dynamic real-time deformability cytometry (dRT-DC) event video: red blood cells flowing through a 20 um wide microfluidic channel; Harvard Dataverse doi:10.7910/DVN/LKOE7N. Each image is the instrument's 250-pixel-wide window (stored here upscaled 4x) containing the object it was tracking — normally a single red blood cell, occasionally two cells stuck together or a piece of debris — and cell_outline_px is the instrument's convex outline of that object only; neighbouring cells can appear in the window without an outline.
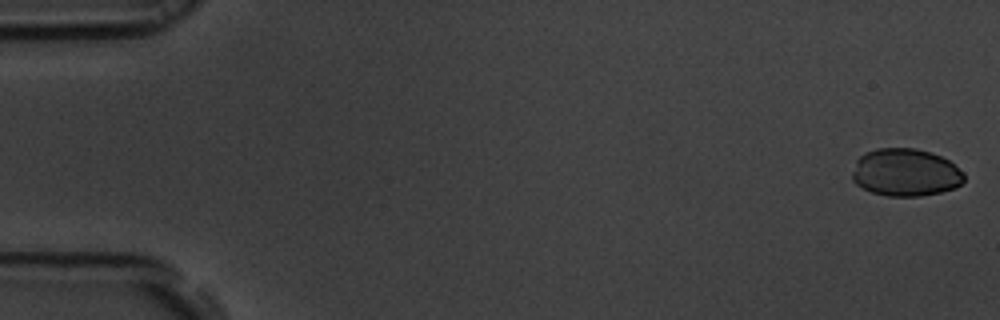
{"species": "common noctule bat (a hibernating species)", "species_latin": "Nyctalus noctula", "temperature_condition": "room temperature", "stored_images_in_passage": 55, "camera_frame_rate_fps": 3000, "um_per_image_px": 0.085, "animal": {"sex": "male", "body_mass_g": 19.5, "forearm_length_mm": 54.6}, "frame": {"image": 1, "passage_image": 1, "time_ms": 0.0, "image_size_px": [1000, 320], "cell_outline_px": [[964, 180], [956, 188], [940, 192], [920, 196], [888, 196], [872, 192], [856, 184], [852, 180], [852, 172], [856, 160], [864, 152], [876, 148], [916, 148], [932, 152], [948, 160], [964, 172]], "centroid_in_image_um": [76.96, 14.65], "position_along_channel_um": 8.0, "area_um2": 31.21}}